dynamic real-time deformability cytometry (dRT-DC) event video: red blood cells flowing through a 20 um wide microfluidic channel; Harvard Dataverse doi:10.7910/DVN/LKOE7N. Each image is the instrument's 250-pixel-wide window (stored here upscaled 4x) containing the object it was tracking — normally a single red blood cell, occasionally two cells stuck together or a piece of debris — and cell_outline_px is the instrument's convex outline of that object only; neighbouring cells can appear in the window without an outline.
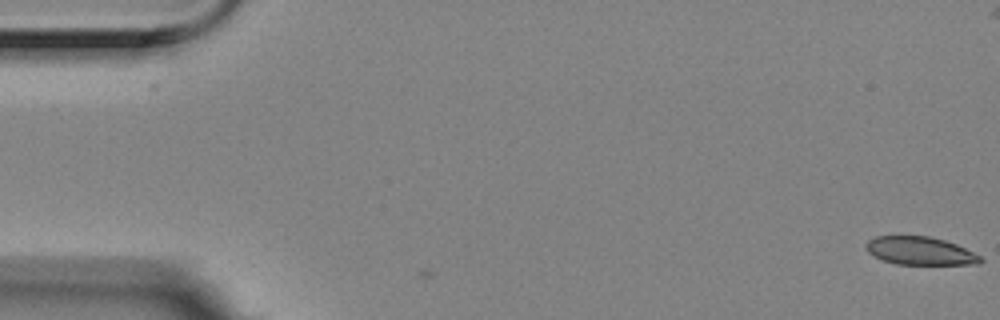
{"species": "Egyptian fruit bat (a non-hibernating species)", "species_latin": "Rousettus aegyptiacus", "temperature_condition": "room temperature", "stored_images_in_passage": 5, "camera_frame_rate_fps": 3000, "um_per_image_px": 0.085, "animal": {"sex": "female"}, "frame": {"image": 1, "passage_image": 1, "time_ms": 0.0, "image_size_px": [1000, 320], "cell_outline_px": [[984, 260], [980, 264], [896, 264], [880, 260], [868, 252], [864, 244], [868, 240], [876, 236], [928, 236], [944, 240], [956, 244], [980, 256]], "centroid_in_image_um": [78.17, 21.33], "position_along_channel_um": 6.8, "area_um2": 18.73}}
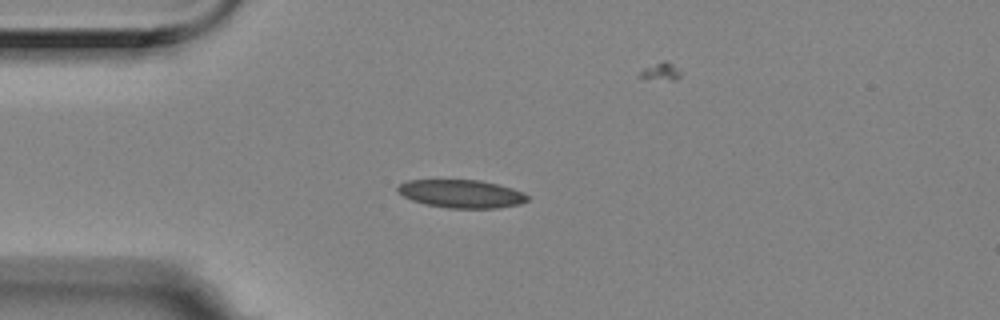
{"frame": {"image": 2, "passage_image": 5, "time_ms": 1.333, "image_size_px": [1000, 320], "cell_outline_px": [[528, 200], [520, 204], [496, 208], [448, 208], [424, 204], [412, 200], [396, 192], [396, 188], [400, 184], [408, 180], [480, 180], [512, 188], [524, 192], [528, 196]], "centroid_in_image_um": [39.2, 16.47], "position_along_channel_um": 45.8, "area_um2": 21.27}}